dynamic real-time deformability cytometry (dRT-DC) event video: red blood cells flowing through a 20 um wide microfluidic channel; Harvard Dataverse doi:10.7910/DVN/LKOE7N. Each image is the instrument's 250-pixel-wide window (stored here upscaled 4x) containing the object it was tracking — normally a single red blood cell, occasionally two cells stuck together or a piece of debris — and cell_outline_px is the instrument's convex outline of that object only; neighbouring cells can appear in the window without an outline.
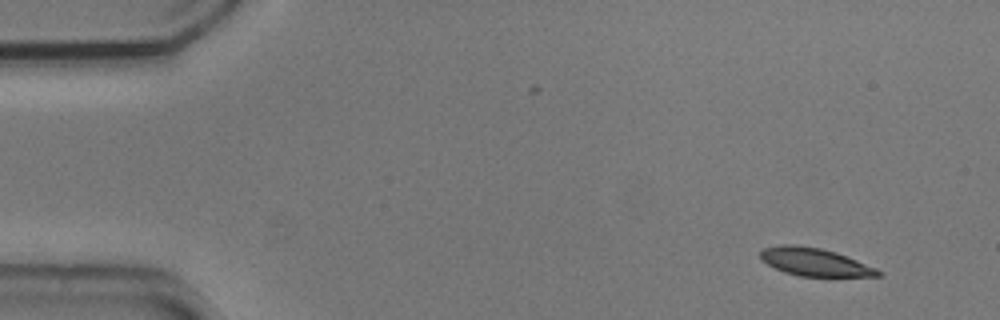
{"species": "common noctule bat (a hibernating species)", "species_latin": "Nyctalus noctula", "temperature_condition": "cold", "stored_images_in_passage": 51, "camera_frame_rate_fps": 3000, "um_per_image_px": 0.085, "animal": {"sex": "male", "body_mass_g": 20.5, "forearm_length_mm": 52.5}, "frame": {"image": 1, "passage_image": 1, "time_ms": 0.0, "image_size_px": [1000, 320], "cell_outline_px": [[884, 272], [880, 276], [800, 276], [784, 272], [768, 264], [760, 256], [760, 252], [764, 248], [780, 244], [796, 244], [820, 248], [836, 252], [876, 268]], "centroid_in_image_um": [69.26, 22.26], "position_along_channel_um": 15.7, "area_um2": 18.96}}
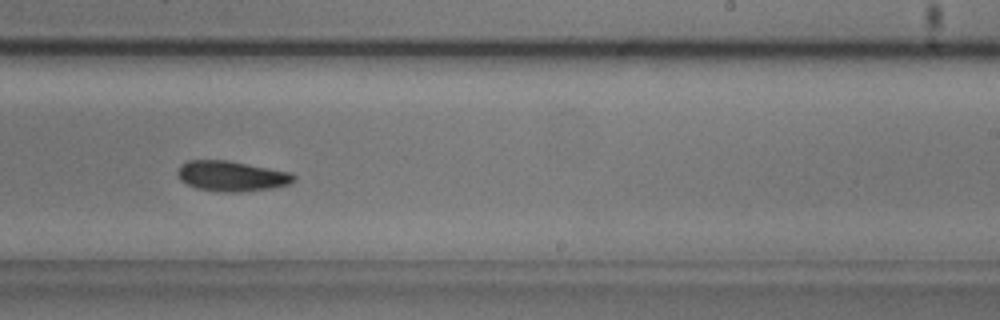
{"frame": {"image": 2, "passage_image": 30, "time_ms": 9.667, "image_size_px": [1000, 320], "cell_outline_px": [[296, 180], [288, 184], [272, 188], [240, 192], [220, 192], [196, 188], [180, 180], [176, 172], [180, 164], [188, 160], [228, 160], [292, 172], [296, 176]], "centroid_in_image_um": [19.68, 14.96], "position_along_channel_um": 269.3, "area_um2": 20.75}}
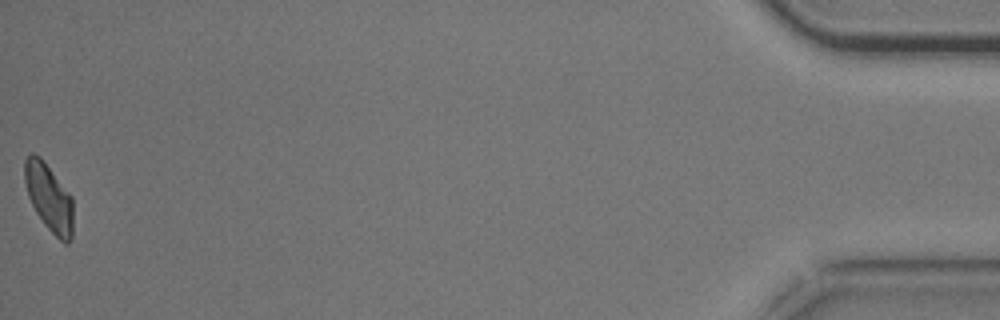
{"frame": {"image": 3, "passage_image": 51, "time_ms": 16.667, "image_size_px": [1000, 320], "cell_outline_px": [[72, 236], [68, 244], [64, 244], [44, 224], [36, 212], [28, 196], [24, 180], [24, 160], [32, 152], [40, 156], [72, 196]], "centroid_in_image_um": [4.15, 16.78], "position_along_channel_um": 431.0, "area_um2": 19.02}, "authors_computed_cell_mechanics": {"area_um2": 19.941, "velocity_mm_per_s": 3.7042, "shape_relaxation_time_tau1_ms": 3.2844, "shape_relaxation_time_tau2_ms": null, "deformation_change_tau1": 0.1074, "deformation_change_tau2": null}}